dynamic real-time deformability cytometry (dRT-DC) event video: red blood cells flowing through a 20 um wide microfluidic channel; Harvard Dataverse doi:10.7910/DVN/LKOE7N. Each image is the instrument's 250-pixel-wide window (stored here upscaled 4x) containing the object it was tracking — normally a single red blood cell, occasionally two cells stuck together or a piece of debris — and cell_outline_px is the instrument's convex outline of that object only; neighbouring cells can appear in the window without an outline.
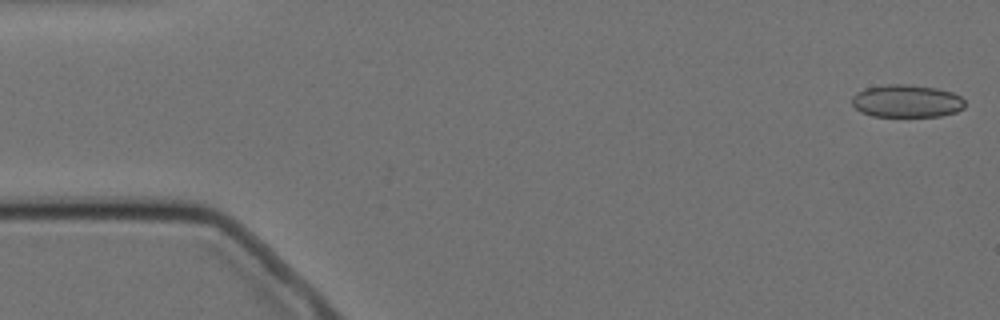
{"species": "Egyptian fruit bat (a non-hibernating species)", "species_latin": "Rousettus aegyptiacus", "temperature_condition": "cold", "stored_images_in_passage": 5, "camera_frame_rate_fps": 3000, "um_per_image_px": 0.085, "animal": {"sex": "female"}, "frame": {"image": 1, "passage_image": 1, "time_ms": 0.0, "image_size_px": [1000, 320], "cell_outline_px": [[964, 108], [956, 112], [940, 116], [872, 116], [860, 112], [852, 104], [852, 96], [856, 92], [864, 88], [888, 84], [908, 84], [936, 88], [952, 92], [960, 96], [964, 100]], "centroid_in_image_um": [77.05, 8.59], "position_along_channel_um": 8.0, "area_um2": 21.62}}